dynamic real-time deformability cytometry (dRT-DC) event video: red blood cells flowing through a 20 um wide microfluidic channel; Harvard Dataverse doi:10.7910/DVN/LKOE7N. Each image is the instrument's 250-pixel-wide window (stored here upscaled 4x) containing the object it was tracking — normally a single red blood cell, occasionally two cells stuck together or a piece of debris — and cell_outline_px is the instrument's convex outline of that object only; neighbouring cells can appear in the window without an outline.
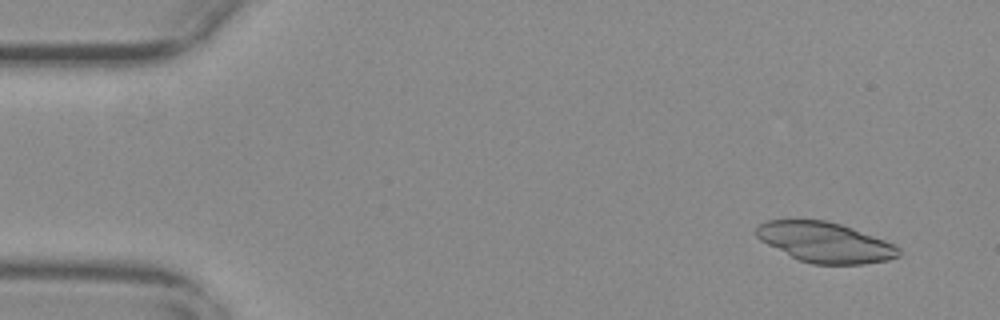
{"species": "common noctule bat (a hibernating species)", "species_latin": "Nyctalus noctula", "temperature_condition": "warm", "stored_images_in_passage": 55, "camera_frame_rate_fps": 3000, "um_per_image_px": 0.085, "animal": {"sex": "female", "body_mass_g": 29.2, "forearm_length_mm": 56.3}, "frame": {"image": 1, "passage_image": 4, "time_ms": 1.0, "image_size_px": [1000, 320], "cell_outline_px": [[900, 256], [888, 260], [860, 264], [812, 264], [800, 260], [760, 240], [756, 236], [756, 228], [760, 224], [768, 220], [824, 220], [840, 224], [852, 228], [884, 240], [900, 248]], "centroid_in_image_um": [70.14, 20.6], "position_along_channel_um": 14.9, "area_um2": 32.83}}
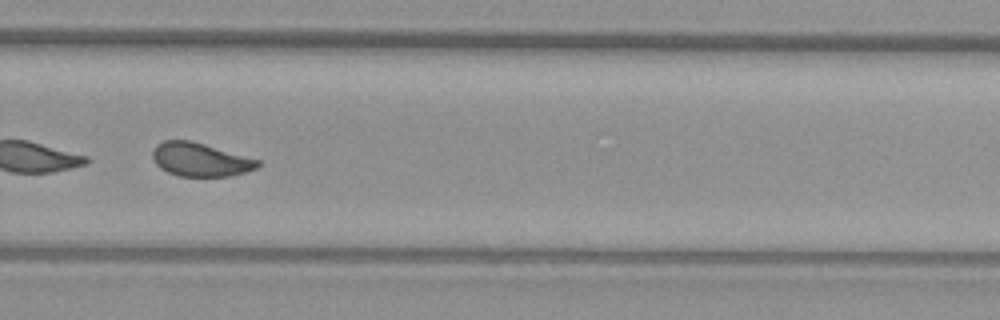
{"frame": {"image": 2, "passage_image": 38, "time_ms": 12.333, "image_size_px": [1000, 320], "cell_outline_px": [[260, 164], [256, 168], [244, 172], [228, 176], [180, 176], [168, 172], [160, 168], [156, 164], [152, 156], [152, 152], [156, 144], [164, 140], [192, 140], [260, 160]], "centroid_in_image_um": [17.0, 13.55], "position_along_channel_um": 312.8, "area_um2": 20.52}, "authors_computed_cell_mechanics": {"area_um2": 23.9292, "velocity_mm_per_s": 3.6906, "shape_relaxation_time_tau1_ms": null, "shape_relaxation_time_tau2_ms": 1.1182, "deformation_change_tau1": null, "deformation_change_tau2": 0.0698}}